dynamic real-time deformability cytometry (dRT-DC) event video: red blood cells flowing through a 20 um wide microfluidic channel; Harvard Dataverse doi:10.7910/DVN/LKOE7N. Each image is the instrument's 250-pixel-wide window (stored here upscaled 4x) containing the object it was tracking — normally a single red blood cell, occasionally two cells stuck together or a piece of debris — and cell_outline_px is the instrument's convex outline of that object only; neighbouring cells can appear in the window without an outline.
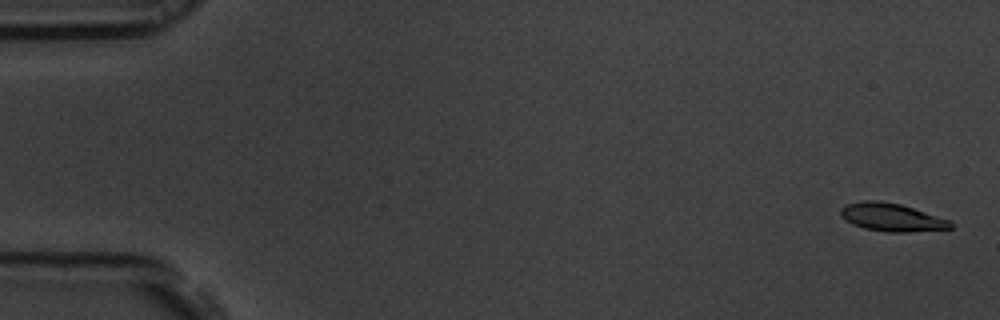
{"species": "common noctule bat (a hibernating species)", "species_latin": "Nyctalus noctula", "temperature_condition": "room temperature", "stored_images_in_passage": 57, "segment_of_instrument_passage": [1, 2], "camera_frame_rate_fps": 3000, "um_per_image_px": 0.085, "animal": {"sex": "male", "body_mass_g": 19.5, "forearm_length_mm": 54.6}, "frame": {"image": 1, "passage_image": 2, "time_ms": 0.333, "image_size_px": [1000, 320], "cell_outline_px": [[956, 224], [952, 228], [908, 232], [888, 232], [864, 228], [852, 224], [844, 220], [840, 216], [840, 208], [848, 204], [864, 200], [880, 200], [900, 204], [952, 220]], "centroid_in_image_um": [75.81, 18.47], "position_along_channel_um": 9.2, "area_um2": 18.15}}
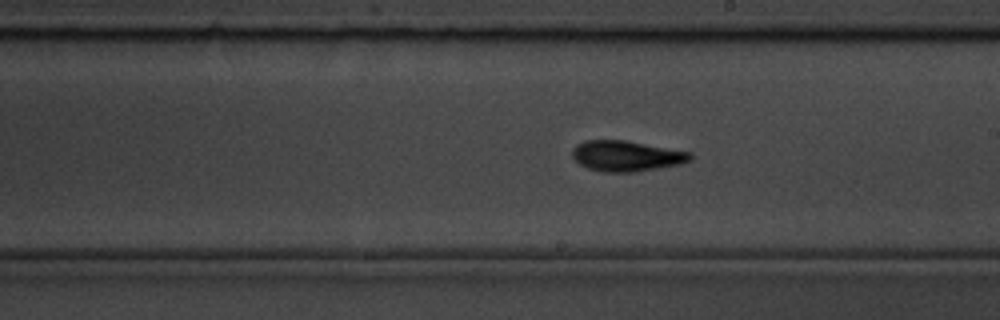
{"frame": {"image": 2, "passage_image": 32, "time_ms": 10.333, "image_size_px": [1000, 320], "cell_outline_px": [[692, 160], [680, 164], [636, 172], [604, 172], [588, 168], [580, 164], [572, 156], [572, 148], [576, 144], [584, 140], [624, 140], [692, 152]], "centroid_in_image_um": [53.24, 13.25], "position_along_channel_um": 235.8, "area_um2": 21.1}}
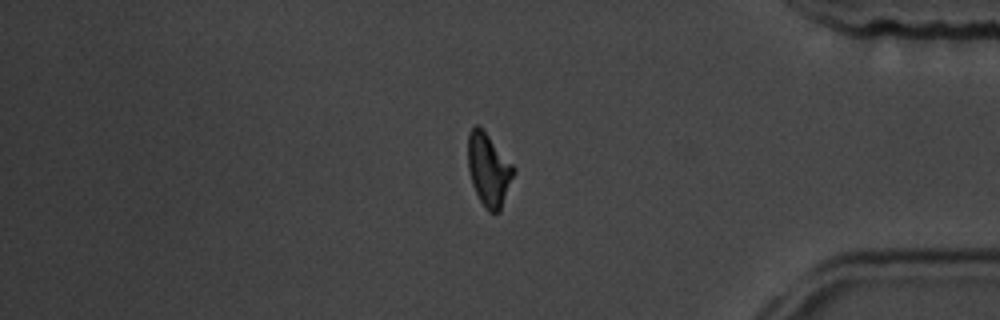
{"frame": {"image": 3, "passage_image": 47, "time_ms": 15.333, "image_size_px": [1000, 320], "cell_outline_px": [[516, 172], [500, 212], [488, 212], [484, 208], [472, 184], [468, 168], [468, 132], [476, 124], [480, 124], [516, 168]], "centroid_in_image_um": [41.55, 14.41], "position_along_channel_um": 393.6, "area_um2": 19.77}}